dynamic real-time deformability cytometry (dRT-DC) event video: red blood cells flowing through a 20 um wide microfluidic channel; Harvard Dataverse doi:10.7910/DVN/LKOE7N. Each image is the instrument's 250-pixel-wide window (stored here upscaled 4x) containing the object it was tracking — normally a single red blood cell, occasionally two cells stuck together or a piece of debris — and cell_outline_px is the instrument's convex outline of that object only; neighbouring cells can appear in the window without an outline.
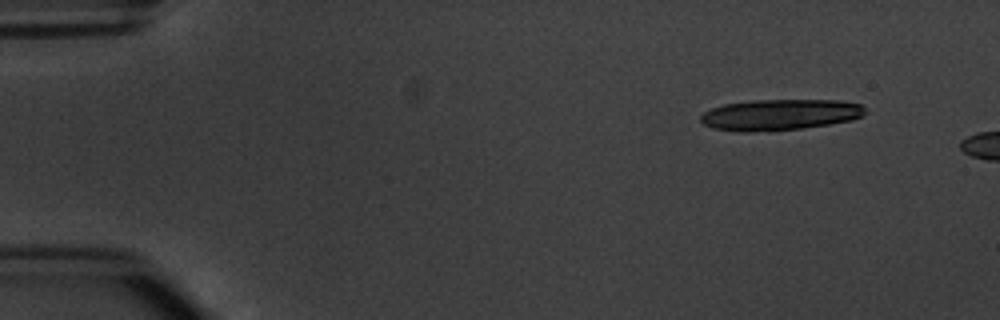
{"species": "common noctule bat (a hibernating species)", "species_latin": "Nyctalus noctula", "temperature_condition": "warm", "stored_images_in_passage": 3, "camera_frame_rate_fps": 3000, "um_per_image_px": 0.085, "animal": {"sex": "male", "body_mass_g": 20.1, "forearm_length_mm": 53.5}, "frame": {"image": 1, "passage_image": 2, "time_ms": 1.0, "image_size_px": [1000, 320], "cell_outline_px": [[864, 112], [860, 116], [852, 120], [828, 124], [800, 128], [768, 132], [744, 132], [712, 128], [704, 124], [700, 120], [700, 116], [704, 112], [712, 108], [724, 104], [752, 100], [840, 100], [860, 104], [864, 108]], "centroid_in_image_um": [66.25, 9.75], "position_along_channel_um": 18.8, "area_um2": 29.71}}